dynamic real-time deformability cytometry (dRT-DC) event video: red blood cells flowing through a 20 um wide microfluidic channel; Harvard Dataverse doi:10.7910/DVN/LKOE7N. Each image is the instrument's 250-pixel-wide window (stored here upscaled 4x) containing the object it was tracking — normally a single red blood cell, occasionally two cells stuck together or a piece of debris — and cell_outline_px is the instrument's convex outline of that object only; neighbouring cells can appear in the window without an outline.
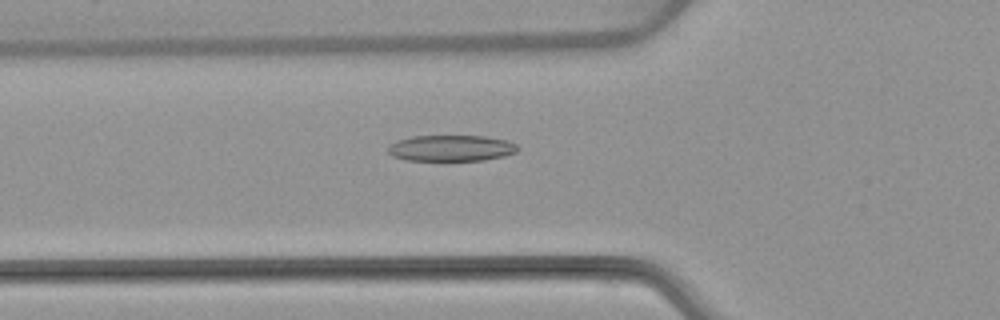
{"species": "common noctule bat (a hibernating species)", "species_latin": "Nyctalus noctula", "temperature_condition": "warm", "stored_images_in_passage": 53, "camera_frame_rate_fps": 3000, "um_per_image_px": 0.085, "animal": {"sex": "female", "body_mass_g": 22.7, "forearm_length_mm": 54.2}, "frame": {"image": 1, "passage_image": 19, "time_ms": 6.0, "image_size_px": [1000, 320], "cell_outline_px": [[520, 148], [516, 152], [504, 156], [484, 160], [404, 160], [392, 156], [388, 152], [388, 144], [396, 140], [412, 136], [484, 136], [508, 140], [516, 144]], "centroid_in_image_um": [38.33, 12.59], "position_along_channel_um": 87.5, "area_um2": 19.88}}
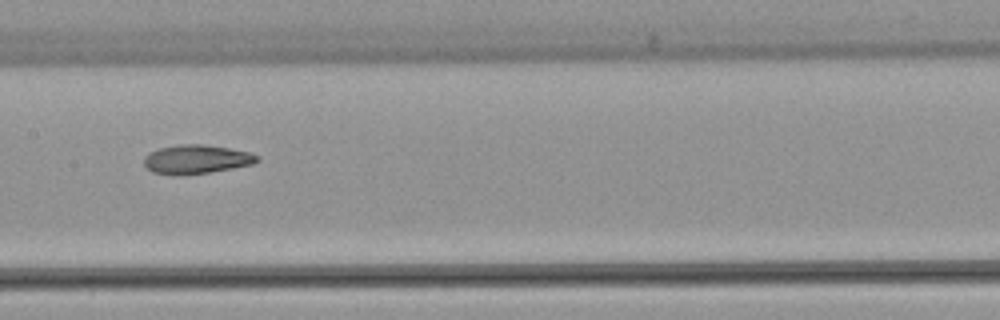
{"frame": {"image": 2, "passage_image": 27, "time_ms": 8.667, "image_size_px": [1000, 320], "cell_outline_px": [[260, 160], [252, 164], [232, 168], [208, 172], [176, 176], [172, 176], [152, 172], [144, 164], [144, 156], [148, 152], [160, 148], [180, 144], [204, 144], [228, 148], [248, 152], [260, 156]], "centroid_in_image_um": [16.66, 13.54], "position_along_channel_um": 190.7, "area_um2": 19.13}}
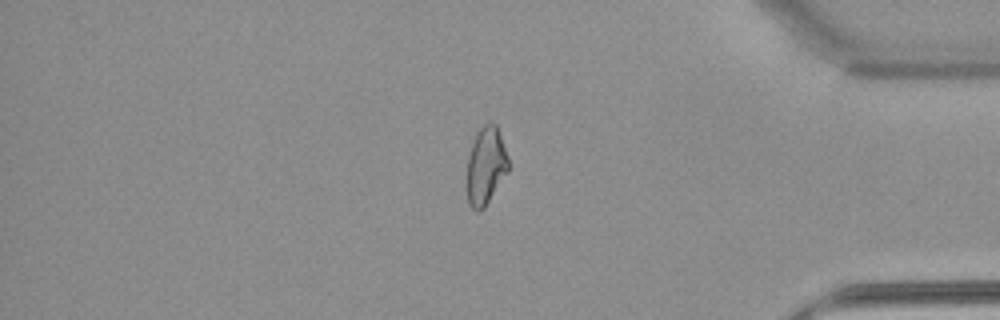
{"frame": {"image": 3, "passage_image": 45, "time_ms": 14.667, "image_size_px": [1000, 320], "cell_outline_px": [[508, 172], [484, 208], [480, 212], [476, 212], [468, 204], [468, 156], [476, 132], [484, 124], [496, 124], [508, 156]], "centroid_in_image_um": [41.3, 14.12], "position_along_channel_um": 393.9, "area_um2": 18.55}, "authors_computed_cell_mechanics": {"area_um2": 20.1144, "velocity_mm_per_s": 3.8514, "shape_relaxation_time_tau1_ms": null, "shape_relaxation_time_tau2_ms": 2.654, "deformation_change_tau1": null, "deformation_change_tau2": 0.0961}}